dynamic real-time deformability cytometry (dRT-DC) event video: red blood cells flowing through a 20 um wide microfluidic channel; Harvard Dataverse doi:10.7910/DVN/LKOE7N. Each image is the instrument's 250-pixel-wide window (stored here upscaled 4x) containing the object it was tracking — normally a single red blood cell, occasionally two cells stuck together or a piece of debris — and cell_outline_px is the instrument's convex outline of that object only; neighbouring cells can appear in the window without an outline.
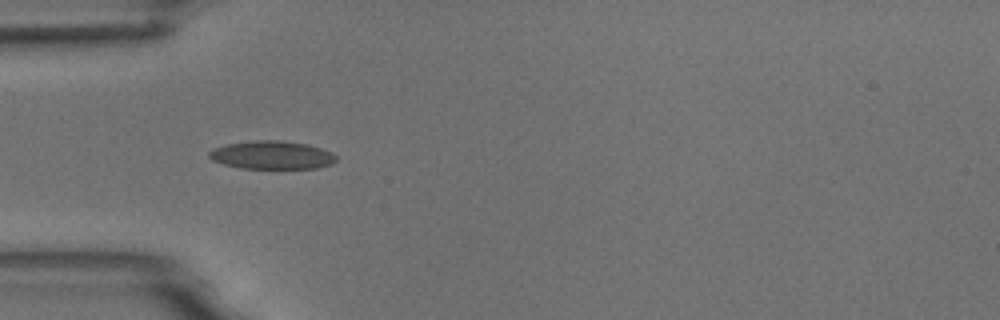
{"species": "common noctule bat (a hibernating species)", "species_latin": "Nyctalus noctula", "temperature_condition": "room temperature", "stored_images_in_passage": 1, "camera_frame_rate_fps": 3000, "um_per_image_px": 0.085, "animal": {"sex": "male", "body_mass_g": 18.8}, "frame": {"image": 1, "passage_image": 1, "time_ms": 0.0, "image_size_px": [1000, 320], "cell_outline_px": [[336, 160], [332, 164], [316, 168], [240, 168], [224, 164], [212, 160], [208, 156], [208, 152], [212, 148], [228, 144], [252, 140], [280, 140], [308, 144], [320, 148], [336, 156]], "centroid_in_image_um": [23.07, 13.17], "position_along_channel_um": 61.9, "area_um2": 20.81}}